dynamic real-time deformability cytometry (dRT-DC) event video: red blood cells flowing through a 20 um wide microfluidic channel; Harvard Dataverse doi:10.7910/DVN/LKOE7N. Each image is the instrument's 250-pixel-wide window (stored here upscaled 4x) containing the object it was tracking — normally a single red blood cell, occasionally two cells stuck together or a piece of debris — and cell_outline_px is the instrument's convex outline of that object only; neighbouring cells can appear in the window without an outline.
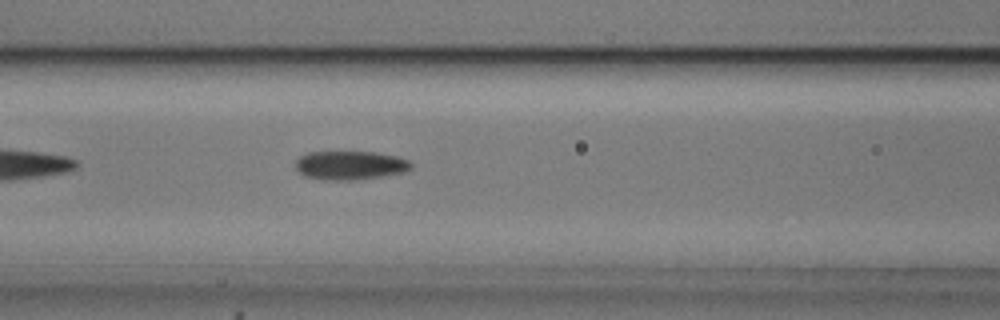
{"species": "common noctule bat (a hibernating species)", "species_latin": "Nyctalus noctula", "temperature_condition": "cold", "stored_images_in_passage": 39, "camera_frame_rate_fps": 3000, "um_per_image_px": 0.085, "animal": {"sex": "male", "body_mass_g": 20.5, "forearm_length_mm": 52.5}, "frame": {"image": 1, "passage_image": 7, "time_ms": 2.0, "image_size_px": [1000, 320], "cell_outline_px": [[412, 168], [404, 172], [384, 176], [348, 180], [324, 180], [304, 176], [296, 168], [296, 160], [300, 156], [308, 152], [376, 152], [396, 156], [408, 160], [412, 164]], "centroid_in_image_um": [29.76, 14.05], "position_along_channel_um": 136.8, "area_um2": 19.36}}
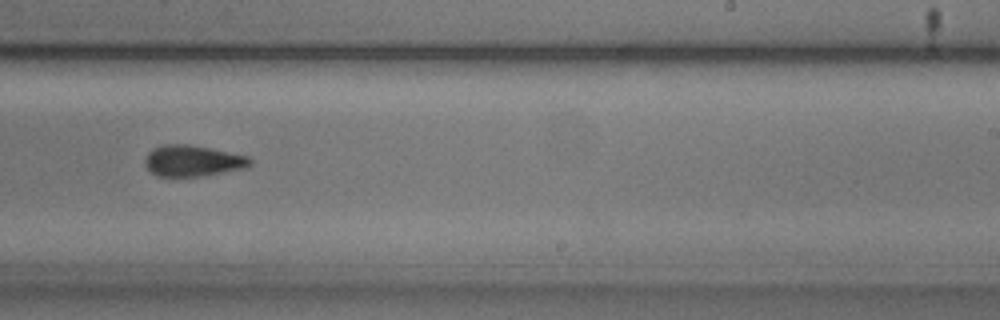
{"frame": {"image": 2, "passage_image": 18, "time_ms": 5.667, "image_size_px": [1000, 320], "cell_outline_px": [[252, 164], [248, 168], [196, 176], [156, 176], [144, 164], [144, 160], [148, 152], [152, 148], [164, 144], [188, 144], [248, 156], [252, 160]], "centroid_in_image_um": [16.37, 13.66], "position_along_channel_um": 272.6, "area_um2": 18.96}}
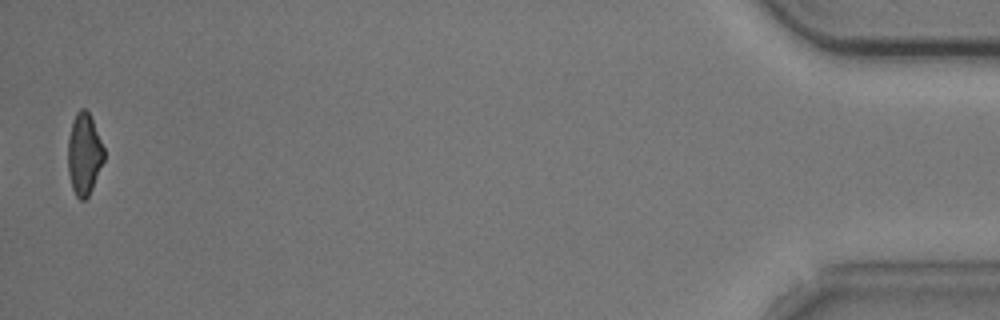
{"frame": {"image": 3, "passage_image": 38, "time_ms": 12.333, "image_size_px": [1000, 320], "cell_outline_px": [[104, 160], [92, 188], [88, 196], [84, 200], [80, 200], [76, 196], [72, 188], [68, 172], [68, 140], [72, 120], [76, 112], [80, 108], [84, 108], [88, 112], [92, 120], [104, 148]], "centroid_in_image_um": [7.14, 13.1], "position_along_channel_um": 428.1, "area_um2": 17.05}, "authors_computed_cell_mechanics": {"area_um2": 18.9584, "velocity_mm_per_s": 3.7123, "shape_relaxation_time_tau1_ms": 4.1312, "shape_relaxation_time_tau2_ms": 5.6618, "deformation_change_tau1": 0.1134, "deformation_change_tau2": 0.1481}}